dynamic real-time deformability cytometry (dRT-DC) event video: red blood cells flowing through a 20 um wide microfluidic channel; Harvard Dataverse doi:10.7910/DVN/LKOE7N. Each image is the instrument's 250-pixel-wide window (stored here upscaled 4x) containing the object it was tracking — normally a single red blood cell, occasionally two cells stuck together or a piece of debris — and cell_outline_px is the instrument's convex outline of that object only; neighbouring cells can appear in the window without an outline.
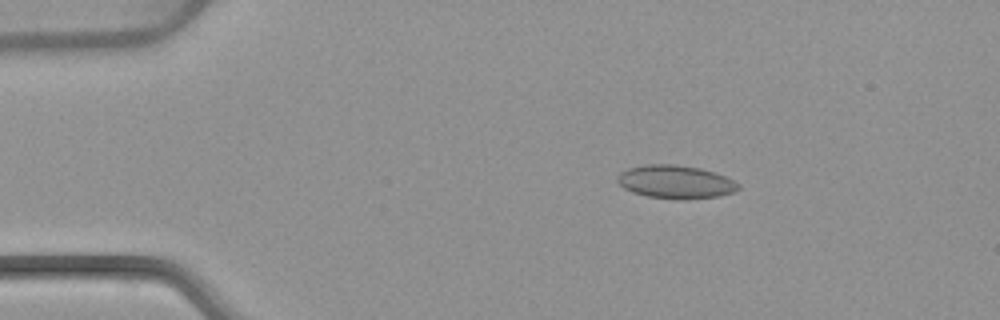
{"species": "common noctule bat (a hibernating species)", "species_latin": "Nyctalus noctula", "temperature_condition": "warm", "stored_images_in_passage": 48, "camera_frame_rate_fps": 3000, "um_per_image_px": 0.085, "animal": {"sex": "female", "body_mass_g": 22.7, "forearm_length_mm": 54.2}, "frame": {"image": 1, "passage_image": 4, "time_ms": 1.0, "image_size_px": [1000, 320], "cell_outline_px": [[740, 188], [732, 192], [720, 196], [684, 200], [676, 200], [648, 196], [632, 192], [624, 188], [616, 180], [616, 176], [620, 172], [628, 168], [644, 164], [676, 164], [700, 168], [716, 172], [740, 184]], "centroid_in_image_um": [57.41, 15.46], "position_along_channel_um": 27.6, "area_um2": 23.7}}
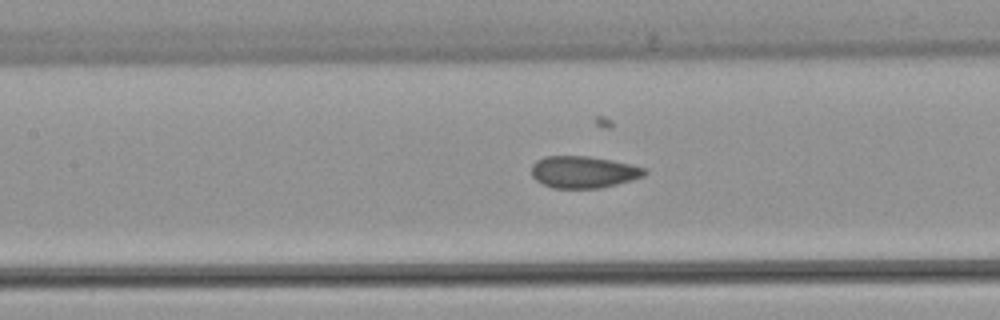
{"frame": {"image": 2, "passage_image": 19, "time_ms": 6.0, "image_size_px": [1000, 320], "cell_outline_px": [[648, 172], [644, 176], [632, 180], [600, 188], [552, 188], [536, 180], [532, 176], [532, 164], [536, 160], [544, 156], [588, 156], [612, 160], [632, 164], [648, 168]], "centroid_in_image_um": [49.62, 14.61], "position_along_channel_um": 157.8, "area_um2": 21.21}}
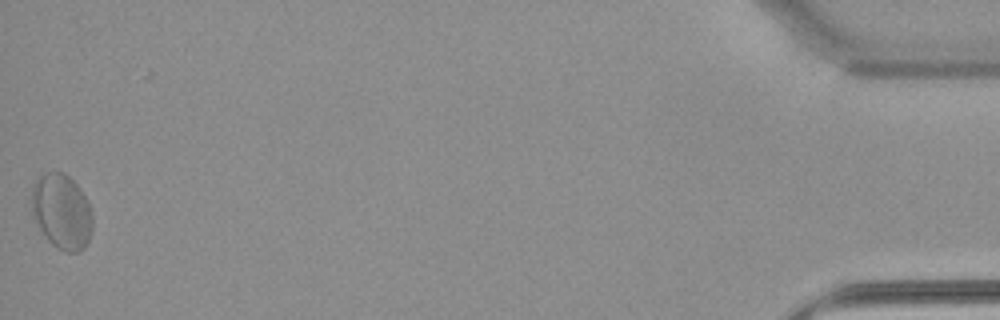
{"frame": {"image": 3, "passage_image": 48, "time_ms": 15.667, "image_size_px": [1000, 320], "cell_outline_px": [[92, 232], [84, 248], [80, 252], [64, 252], [56, 248], [48, 240], [32, 216], [32, 184], [44, 172], [64, 172], [76, 184], [84, 196], [92, 212]], "centroid_in_image_um": [5.24, 17.99], "position_along_channel_um": 430.0, "area_um2": 26.65}, "authors_computed_cell_mechanics": {"area_um2": 22.1663, "velocity_mm_per_s": 3.8324, "shape_relaxation_time_tau1_ms": null, "shape_relaxation_time_tau2_ms": 0.5314, "deformation_change_tau1": null, "deformation_change_tau2": 0.0431}}